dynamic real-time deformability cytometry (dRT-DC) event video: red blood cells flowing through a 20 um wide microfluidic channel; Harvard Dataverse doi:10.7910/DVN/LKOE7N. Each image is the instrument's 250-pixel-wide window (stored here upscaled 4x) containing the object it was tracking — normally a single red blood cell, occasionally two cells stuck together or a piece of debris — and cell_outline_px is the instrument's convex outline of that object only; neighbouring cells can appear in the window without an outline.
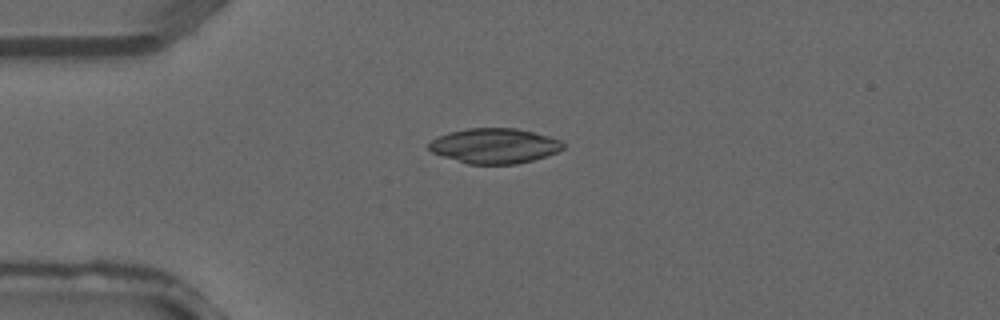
{"species": "common noctule bat (a hibernating species)", "species_latin": "Nyctalus noctula", "temperature_condition": "warm", "stored_images_in_passage": 2, "camera_frame_rate_fps": 3000, "um_per_image_px": 0.085, "animal": {"sex": "male", "forearm_length_mm": 52.5}, "frame": {"image": 1, "passage_image": 1, "time_ms": 0.0, "image_size_px": [1000, 320], "cell_outline_px": [[564, 148], [556, 152], [532, 160], [516, 164], [468, 164], [432, 152], [428, 148], [428, 144], [436, 136], [448, 132], [468, 128], [516, 128], [564, 140]], "centroid_in_image_um": [42.02, 12.38], "position_along_channel_um": 43.0, "area_um2": 27.4}}